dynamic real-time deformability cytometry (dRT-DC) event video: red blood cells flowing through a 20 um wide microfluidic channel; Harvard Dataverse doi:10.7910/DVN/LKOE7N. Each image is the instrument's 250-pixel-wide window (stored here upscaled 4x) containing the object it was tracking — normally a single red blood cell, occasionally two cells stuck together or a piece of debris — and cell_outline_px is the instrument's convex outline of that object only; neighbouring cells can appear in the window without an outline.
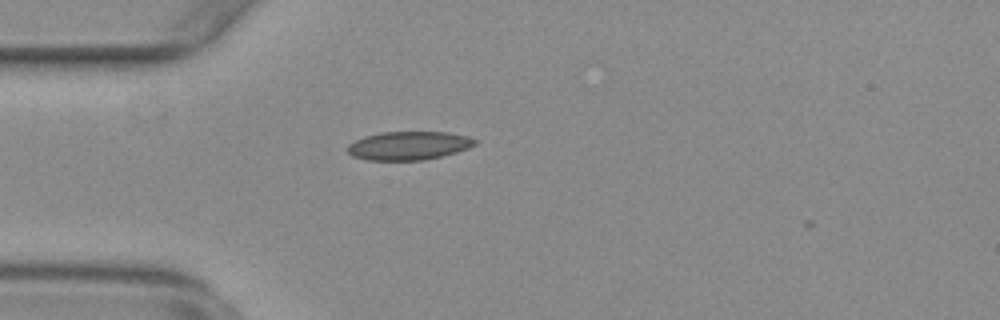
{"species": "common noctule bat (a hibernating species)", "species_latin": "Nyctalus noctula", "temperature_condition": "warm", "stored_images_in_passage": 3, "camera_frame_rate_fps": 3000, "um_per_image_px": 0.085, "animal": {"sex": "female", "body_mass_g": 29.2, "forearm_length_mm": 56.3}, "frame": {"image": 1, "passage_image": 2, "time_ms": 0.333, "image_size_px": [1000, 320], "cell_outline_px": [[476, 144], [468, 148], [456, 152], [424, 160], [368, 160], [352, 156], [348, 152], [348, 144], [364, 136], [380, 132], [448, 132], [468, 136], [476, 140]], "centroid_in_image_um": [34.73, 12.37], "position_along_channel_um": 50.3, "area_um2": 21.1}}